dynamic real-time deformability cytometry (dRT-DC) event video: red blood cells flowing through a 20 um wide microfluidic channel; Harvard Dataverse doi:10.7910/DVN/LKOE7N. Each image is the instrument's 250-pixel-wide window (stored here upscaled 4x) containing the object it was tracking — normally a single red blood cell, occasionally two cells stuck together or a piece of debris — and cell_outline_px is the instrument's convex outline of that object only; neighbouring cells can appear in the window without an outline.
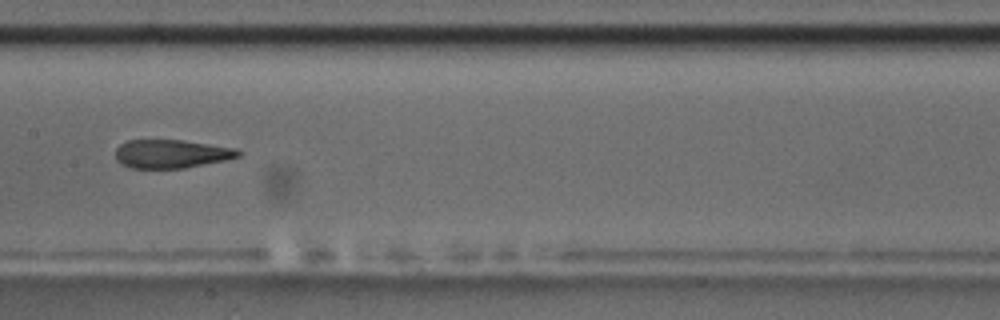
{"species": "common noctule bat (a hibernating species)", "species_latin": "Nyctalus noctula", "temperature_condition": "room temperature", "stored_images_in_passage": 15, "camera_frame_rate_fps": 3000, "um_per_image_px": 0.085, "animal": {"sex": "male", "body_mass_g": 17.5, "forearm_length_mm": 52.3}, "frame": {"image": 1, "passage_image": 7, "time_ms": 8.0, "image_size_px": [1000, 320], "cell_outline_px": [[244, 152], [240, 156], [228, 160], [184, 168], [132, 168], [120, 164], [116, 160], [116, 148], [120, 144], [128, 140], [184, 140], [236, 148]], "centroid_in_image_um": [14.6, 13.08], "position_along_channel_um": 192.8, "area_um2": 20.63}, "authors_computed_cell_mechanics": {"area_um2": 22.0218, "velocity_mm_per_s": 3.5405, "shape_relaxation_time_tau1_ms": null, "shape_relaxation_time_tau2_ms": 1.7501, "deformation_change_tau1": null, "deformation_change_tau2": 0.1041}}